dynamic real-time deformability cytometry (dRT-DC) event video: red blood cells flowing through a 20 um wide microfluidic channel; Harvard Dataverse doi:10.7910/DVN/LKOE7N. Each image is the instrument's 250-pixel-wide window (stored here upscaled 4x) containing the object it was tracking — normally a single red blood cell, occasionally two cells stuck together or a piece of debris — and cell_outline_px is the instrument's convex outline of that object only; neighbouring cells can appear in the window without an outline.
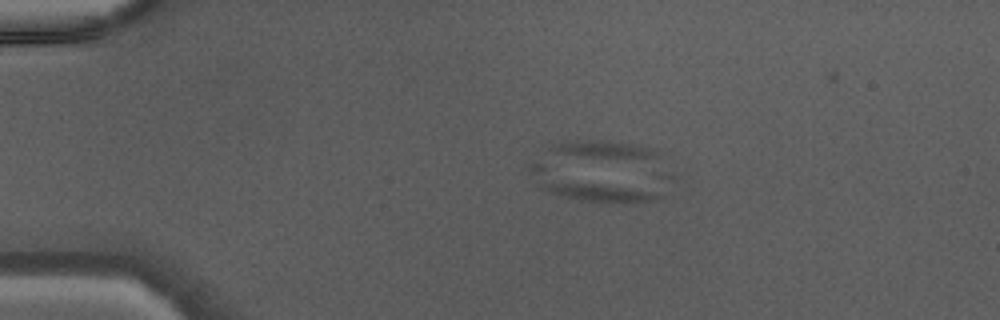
{"species": "Egyptian fruit bat (a non-hibernating species)", "species_latin": "Rousettus aegyptiacus", "temperature_condition": "warm", "stored_images_in_passage": 38, "segment_of_instrument_passage": [1, 2], "camera_frame_rate_fps": 3000, "um_per_image_px": 0.085, "animal": {"sex": "male"}, "frame": {"image": 1, "passage_image": 1, "time_ms": 0.0, "image_size_px": [1000, 320], "cell_outline_px": [[660, 196], [656, 200], [628, 204], [584, 200], [552, 192], [536, 184], [528, 172], [528, 164], [540, 160], [544, 160], [652, 188]], "centroid_in_image_um": [49.96, 15.68], "position_along_channel_um": 35.0, "area_um2": 22.6}}